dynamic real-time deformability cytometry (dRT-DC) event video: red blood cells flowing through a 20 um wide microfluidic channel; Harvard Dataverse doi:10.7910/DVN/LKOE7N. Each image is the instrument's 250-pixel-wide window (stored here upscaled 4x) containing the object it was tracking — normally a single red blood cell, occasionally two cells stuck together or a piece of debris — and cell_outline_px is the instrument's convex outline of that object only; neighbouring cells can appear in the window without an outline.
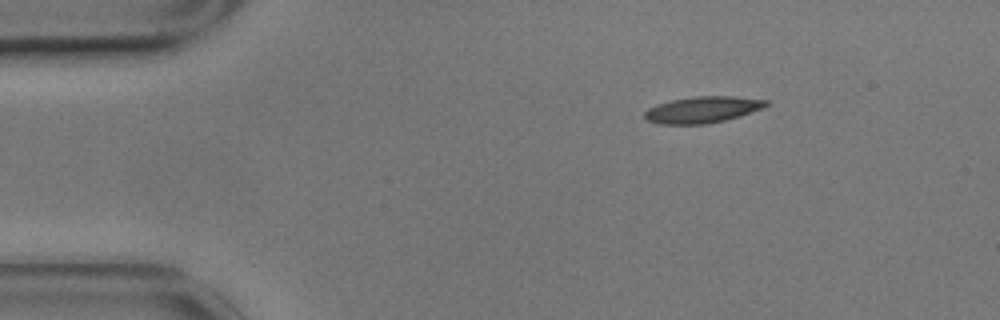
{"species": "common noctule bat (a hibernating species)", "species_latin": "Nyctalus noctula", "temperature_condition": "cold", "stored_images_in_passage": 49, "camera_frame_rate_fps": 3000, "um_per_image_px": 0.085, "animal": {"sex": "male", "body_mass_g": 17.9}, "frame": {"image": 1, "passage_image": 1, "time_ms": 0.0, "image_size_px": [1000, 320], "cell_outline_px": [[768, 104], [760, 108], [740, 116], [724, 120], [704, 124], [660, 124], [648, 120], [644, 116], [644, 112], [648, 108], [656, 104], [672, 100], [696, 96], [732, 96], [768, 100]], "centroid_in_image_um": [59.68, 9.32], "position_along_channel_um": 25.3, "area_um2": 18.44}}
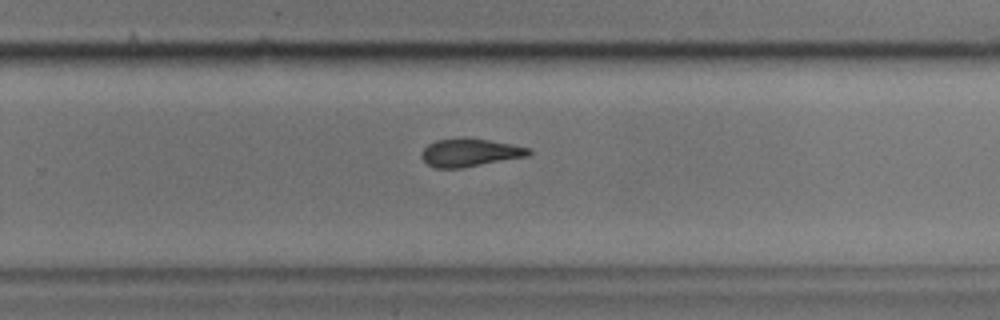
{"frame": {"image": 2, "passage_image": 29, "time_ms": 9.333, "image_size_px": [1000, 320], "cell_outline_px": [[532, 152], [528, 156], [460, 168], [436, 168], [428, 164], [420, 156], [420, 152], [428, 144], [436, 140], [460, 136], [464, 136], [512, 144], [532, 148]], "centroid_in_image_um": [39.93, 12.94], "position_along_channel_um": 289.9, "area_um2": 17.74}}
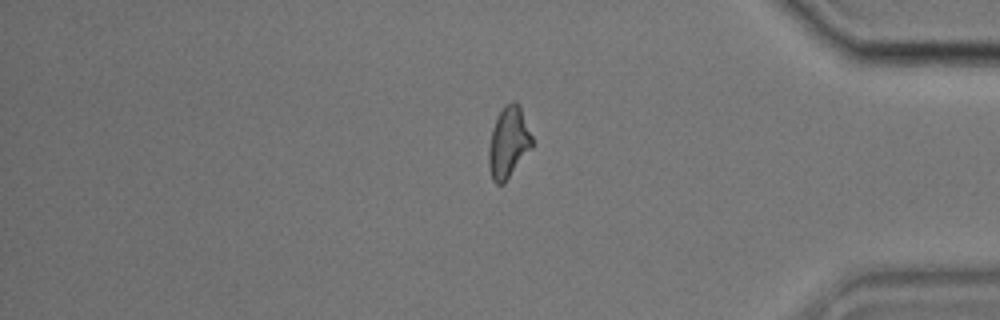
{"frame": {"image": 3, "passage_image": 40, "time_ms": 13.0, "image_size_px": [1000, 320], "cell_outline_px": [[532, 148], [504, 184], [496, 184], [492, 180], [488, 168], [488, 148], [492, 128], [504, 104], [512, 100], [516, 100], [520, 104], [532, 136]], "centroid_in_image_um": [43.22, 12.1], "position_along_channel_um": 392.0, "area_um2": 18.32}, "authors_computed_cell_mechanics": {"area_um2": 18.3226, "velocity_mm_per_s": 3.4867, "shape_relaxation_time_tau1_ms": 6.4232, "shape_relaxation_time_tau2_ms": 3.7563, "deformation_change_tau1": 0.1563, "deformation_change_tau2": 0.1156}}